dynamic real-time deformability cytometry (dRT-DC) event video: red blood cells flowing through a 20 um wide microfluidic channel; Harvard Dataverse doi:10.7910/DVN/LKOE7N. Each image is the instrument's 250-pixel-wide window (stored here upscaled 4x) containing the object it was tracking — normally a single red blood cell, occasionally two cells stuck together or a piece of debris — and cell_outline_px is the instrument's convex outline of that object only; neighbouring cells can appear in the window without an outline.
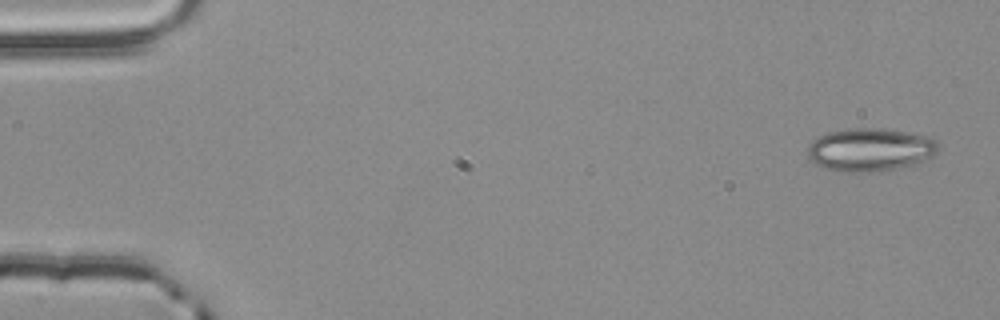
{"species": "common noctule bat (a hibernating species)", "species_latin": "Nyctalus noctula", "temperature_condition": "room temperature", "stored_images_in_passage": 5, "camera_frame_rate_fps": 3000, "um_per_image_px": 0.085, "animal": {"sex": "male", "body_mass_g": 20.4}, "frame": {"image": 1, "passage_image": 1, "time_ms": 0.0, "image_size_px": [1000, 320], "cell_outline_px": [[936, 152], [932, 156], [916, 164], [880, 172], [844, 172], [828, 168], [816, 164], [808, 156], [808, 144], [812, 140], [824, 132], [856, 128], [884, 128], [908, 132], [924, 136], [936, 140]], "centroid_in_image_um": [73.93, 12.72], "position_along_channel_um": 11.1, "area_um2": 32.83}}